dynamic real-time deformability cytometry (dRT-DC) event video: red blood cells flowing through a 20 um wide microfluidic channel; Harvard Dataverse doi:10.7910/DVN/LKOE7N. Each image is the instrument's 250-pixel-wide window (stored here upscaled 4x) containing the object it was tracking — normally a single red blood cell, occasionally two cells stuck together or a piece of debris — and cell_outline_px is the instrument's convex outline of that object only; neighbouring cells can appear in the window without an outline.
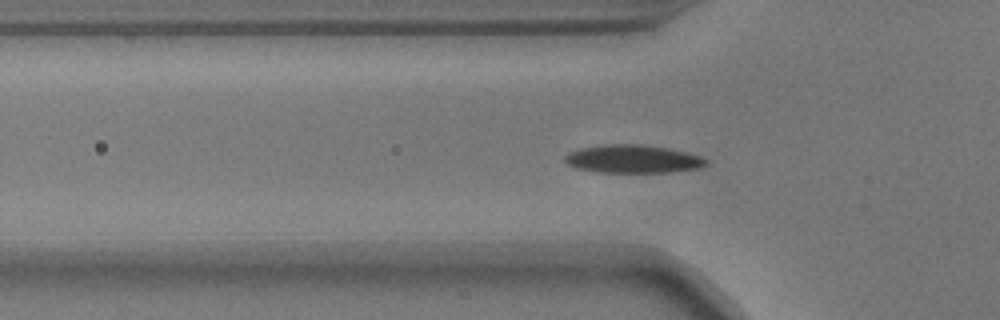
{"species": "common noctule bat (a hibernating species)", "species_latin": "Nyctalus noctula", "temperature_condition": "warm", "stored_images_in_passage": 53, "camera_frame_rate_fps": 3000, "um_per_image_px": 0.085, "animal": {"sex": "male", "body_mass_g": 17.9}, "frame": {"image": 1, "passage_image": 17, "time_ms": 5.333, "image_size_px": [1000, 320], "cell_outline_px": [[708, 164], [696, 168], [672, 172], [596, 172], [576, 168], [568, 164], [564, 160], [564, 156], [568, 152], [580, 148], [612, 144], [640, 144], [668, 148], [700, 156], [708, 160]], "centroid_in_image_um": [53.77, 13.51], "position_along_channel_um": 72.0, "area_um2": 23.0}}
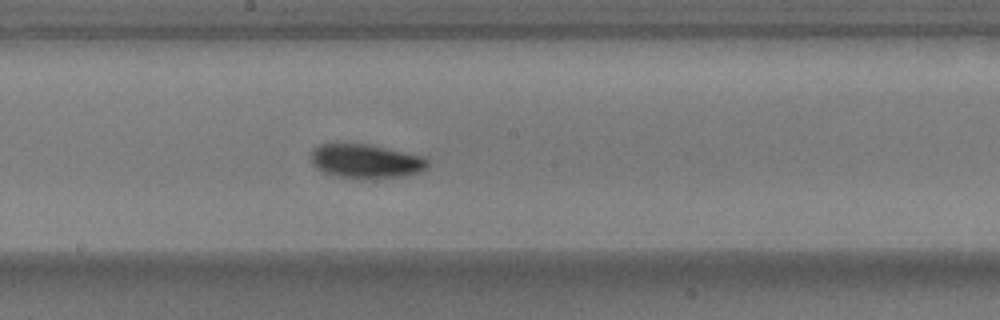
{"frame": {"image": 2, "passage_image": 29, "time_ms": 9.333, "image_size_px": [1000, 320], "cell_outline_px": [[428, 164], [420, 172], [404, 176], [364, 180], [352, 180], [320, 172], [312, 164], [312, 148], [320, 144], [336, 140], [344, 140], [368, 144], [424, 156], [428, 160]], "centroid_in_image_um": [31.0, 13.68], "position_along_channel_um": 217.2, "area_um2": 24.45}}
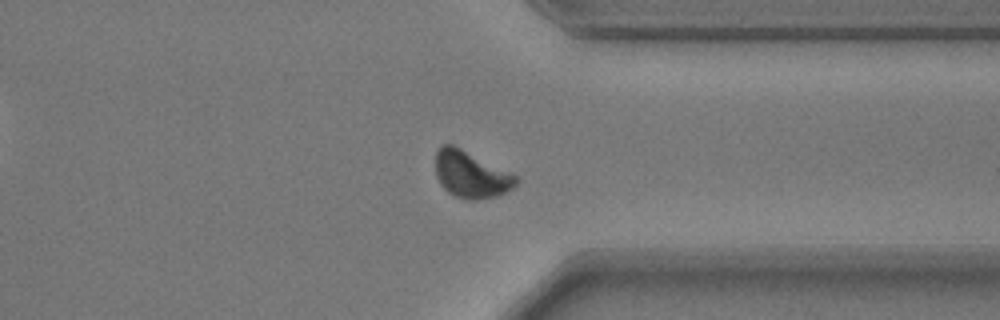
{"frame": {"image": 3, "passage_image": 42, "time_ms": 13.667, "image_size_px": [1000, 320], "cell_outline_px": [[520, 180], [508, 192], [496, 196], [476, 200], [468, 200], [452, 196], [440, 184], [436, 176], [436, 152], [444, 144], [452, 144], [516, 176]], "centroid_in_image_um": [40.01, 14.87], "position_along_channel_um": 371.4, "area_um2": 21.68}}